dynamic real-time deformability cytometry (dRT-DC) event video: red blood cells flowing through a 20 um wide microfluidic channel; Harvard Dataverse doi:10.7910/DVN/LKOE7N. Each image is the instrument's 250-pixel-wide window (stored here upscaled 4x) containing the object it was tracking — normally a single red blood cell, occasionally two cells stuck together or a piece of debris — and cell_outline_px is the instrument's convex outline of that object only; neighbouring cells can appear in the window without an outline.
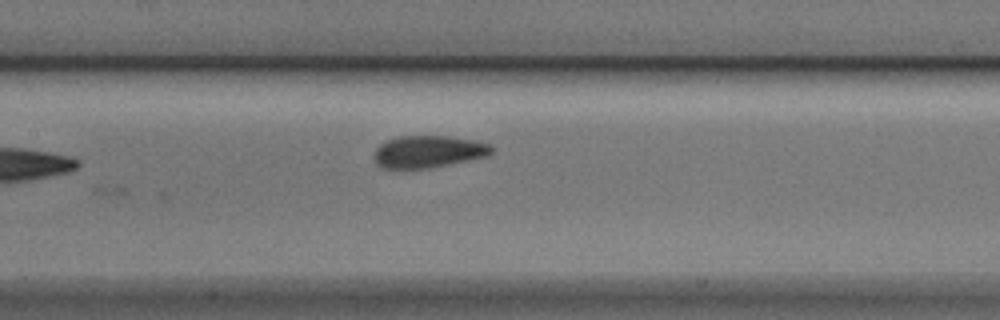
{"species": "Egyptian fruit bat (a non-hibernating species)", "species_latin": "Rousettus aegyptiacus", "temperature_condition": "cold", "stored_images_in_passage": 8, "camera_frame_rate_fps": 3000, "um_per_image_px": 0.085, "animal": {"sex": "male"}, "frame": {"image": 1, "passage_image": 8, "time_ms": 2.333, "image_size_px": [1000, 320], "cell_outline_px": [[492, 152], [488, 156], [428, 168], [380, 168], [376, 164], [376, 148], [380, 144], [388, 140], [400, 136], [448, 136], [472, 140], [488, 144], [492, 148]], "centroid_in_image_um": [36.39, 12.89], "position_along_channel_um": 171.0, "area_um2": 21.62}}